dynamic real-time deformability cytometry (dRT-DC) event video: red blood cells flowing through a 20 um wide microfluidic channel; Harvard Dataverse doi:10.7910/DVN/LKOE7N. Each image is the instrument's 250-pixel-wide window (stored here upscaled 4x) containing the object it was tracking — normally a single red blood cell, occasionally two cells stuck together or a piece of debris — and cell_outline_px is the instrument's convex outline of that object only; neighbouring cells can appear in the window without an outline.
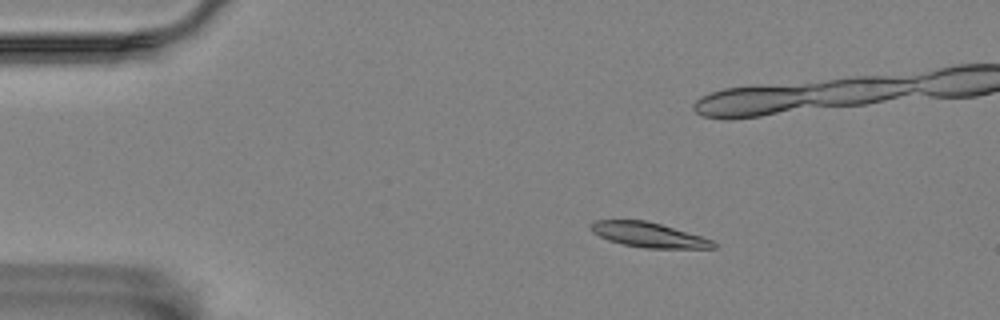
{"species": "Egyptian fruit bat (a non-hibernating species)", "species_latin": "Rousettus aegyptiacus", "temperature_condition": "room temperature", "stored_images_in_passage": 6, "camera_frame_rate_fps": 3000, "um_per_image_px": 0.085, "animal": {"sex": "female"}, "frame": {"image": 1, "passage_image": 2, "time_ms": 2.333, "image_size_px": [1000, 320], "cell_outline_px": [[716, 248], [644, 248], [624, 244], [608, 240], [592, 232], [588, 228], [588, 224], [596, 220], [644, 220], [660, 224], [700, 236], [712, 240], [716, 244]], "centroid_in_image_um": [55.07, 19.96], "position_along_channel_um": 29.9, "area_um2": 17.57}}